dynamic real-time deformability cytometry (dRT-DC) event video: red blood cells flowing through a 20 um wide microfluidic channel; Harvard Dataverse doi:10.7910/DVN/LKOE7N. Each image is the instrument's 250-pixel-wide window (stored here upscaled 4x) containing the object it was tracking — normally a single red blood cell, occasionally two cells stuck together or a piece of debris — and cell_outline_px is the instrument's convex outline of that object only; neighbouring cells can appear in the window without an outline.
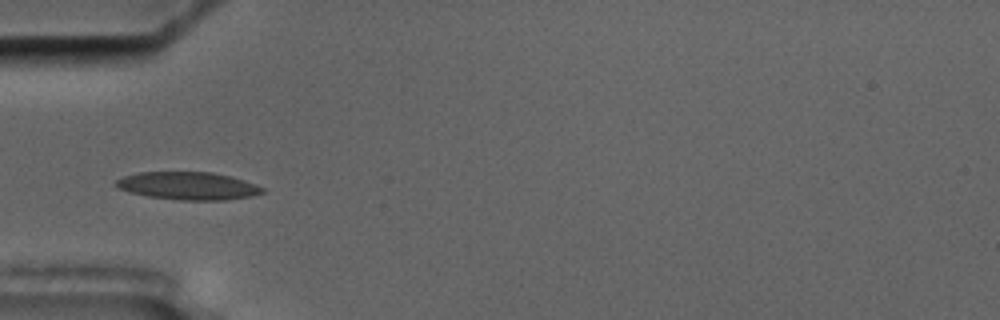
{"species": "common noctule bat (a hibernating species)", "species_latin": "Nyctalus noctula", "temperature_condition": "cold", "stored_images_in_passage": 12, "camera_frame_rate_fps": 3000, "um_per_image_px": 0.085, "animal": {"sex": "male", "body_mass_g": 17.5, "forearm_length_mm": 52.3}, "frame": {"image": 1, "passage_image": 6, "time_ms": 6.667, "image_size_px": [1000, 320], "cell_outline_px": [[264, 192], [252, 196], [224, 200], [180, 200], [148, 196], [128, 192], [116, 188], [112, 184], [116, 180], [124, 176], [140, 172], [212, 172], [232, 176], [256, 184], [264, 188]], "centroid_in_image_um": [15.96, 15.79], "position_along_channel_um": 69.0, "area_um2": 23.87}}
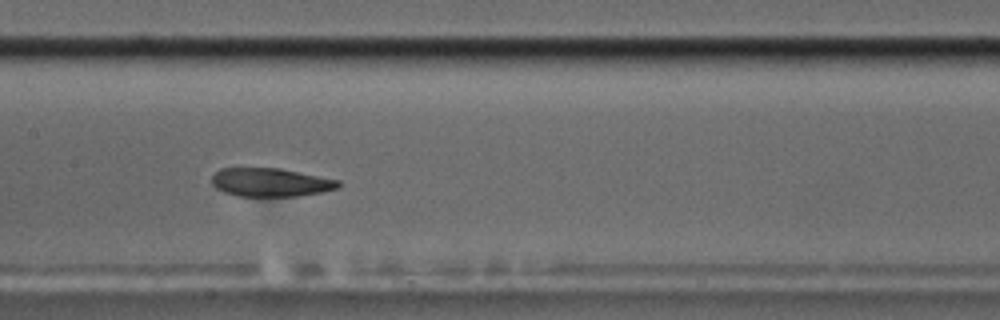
{"frame": {"image": 2, "passage_image": 9, "time_ms": 10.0, "image_size_px": [1000, 320], "cell_outline_px": [[340, 188], [324, 192], [296, 196], [236, 196], [224, 192], [216, 188], [212, 184], [212, 176], [220, 168], [280, 168], [340, 180]], "centroid_in_image_um": [23.02, 15.5], "position_along_channel_um": 184.4, "area_um2": 21.15}}
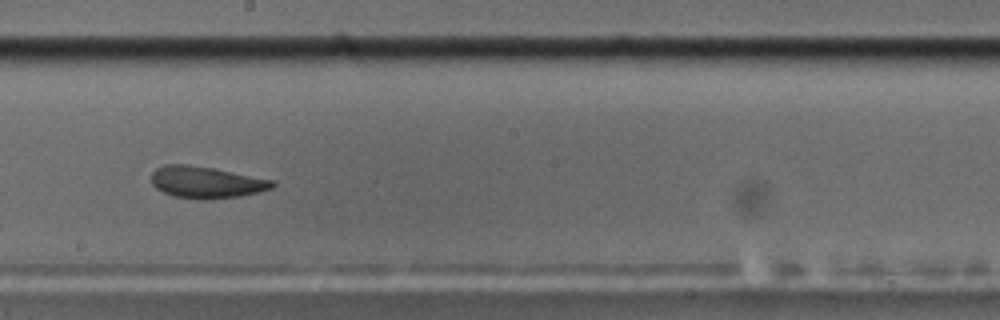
{"frame": {"image": 3, "passage_image": 10, "time_ms": 11.333, "image_size_px": [1000, 320], "cell_outline_px": [[276, 184], [272, 188], [240, 196], [208, 200], [204, 200], [176, 196], [164, 192], [156, 188], [152, 184], [152, 172], [156, 168], [164, 164], [188, 164], [212, 168], [276, 180]], "centroid_in_image_um": [17.54, 15.48], "position_along_channel_um": 230.7, "area_um2": 22.37}}